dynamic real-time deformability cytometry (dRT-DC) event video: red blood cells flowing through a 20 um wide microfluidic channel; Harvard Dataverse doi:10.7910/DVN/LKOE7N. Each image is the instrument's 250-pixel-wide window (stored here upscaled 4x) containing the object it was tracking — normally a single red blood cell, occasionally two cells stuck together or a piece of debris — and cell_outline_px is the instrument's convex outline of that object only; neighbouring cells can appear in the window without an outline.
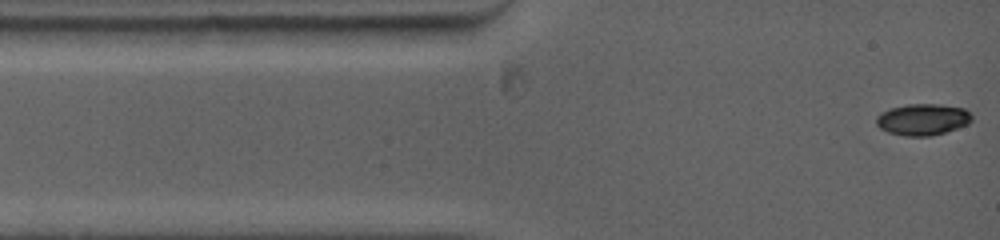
{"species": "common noctule bat (a hibernating species)", "species_latin": "Nyctalus noctula", "temperature_condition": "warm", "stored_images_in_passage": 37, "camera_frame_rate_fps": 5000, "um_per_image_px": 0.085, "animal": {"sex": "female", "body_mass_g": 19.0, "forearm_length_mm": 53.3}, "frame": {"image": 1, "passage_image": 1, "time_ms": 0.0, "image_size_px": [1000, 240], "cell_outline_px": [[972, 120], [968, 124], [932, 136], [904, 136], [888, 132], [880, 128], [876, 124], [876, 116], [880, 112], [892, 108], [908, 104], [940, 104], [964, 108], [972, 116]], "centroid_in_image_um": [78.41, 10.15], "position_along_channel_um": 6.6, "area_um2": 17.51}}
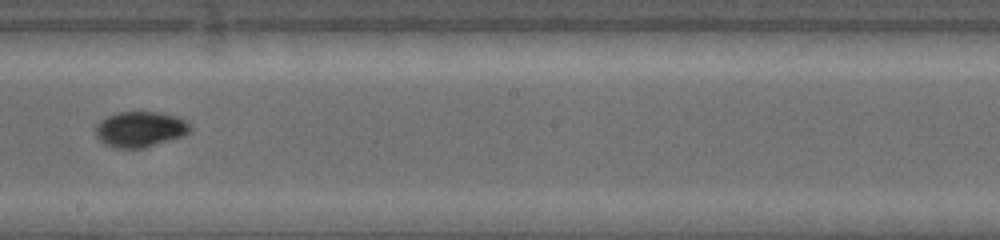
{"frame": {"image": 2, "passage_image": 16, "time_ms": 7.0, "image_size_px": [1000, 240], "cell_outline_px": [[192, 128], [184, 136], [140, 148], [116, 148], [104, 144], [96, 136], [96, 124], [100, 120], [108, 116], [120, 112], [160, 112], [176, 116], [184, 120]], "centroid_in_image_um": [11.89, 10.98], "position_along_channel_um": 236.3, "area_um2": 19.42}}
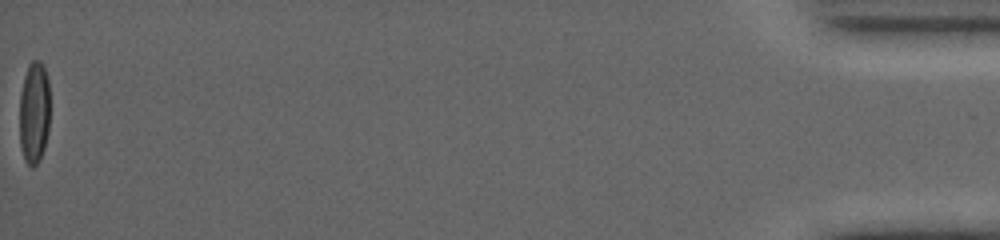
{"frame": {"image": 3, "passage_image": 37, "time_ms": 16.2, "image_size_px": [1000, 240], "cell_outline_px": [[48, 132], [44, 148], [40, 160], [32, 168], [24, 160], [20, 148], [20, 92], [24, 76], [28, 64], [32, 60], [40, 60], [44, 68], [48, 80]], "centroid_in_image_um": [2.88, 9.58], "position_along_channel_um": 432.3, "area_um2": 18.21}, "authors_computed_cell_mechanics": {"area_um2": 18.2648, "velocity_mm_per_s": 3.9626, "shape_relaxation_time_tau1_ms": 5.6066, "shape_relaxation_time_tau2_ms": null, "deformation_change_tau1": 0.1997, "deformation_change_tau2": null}}